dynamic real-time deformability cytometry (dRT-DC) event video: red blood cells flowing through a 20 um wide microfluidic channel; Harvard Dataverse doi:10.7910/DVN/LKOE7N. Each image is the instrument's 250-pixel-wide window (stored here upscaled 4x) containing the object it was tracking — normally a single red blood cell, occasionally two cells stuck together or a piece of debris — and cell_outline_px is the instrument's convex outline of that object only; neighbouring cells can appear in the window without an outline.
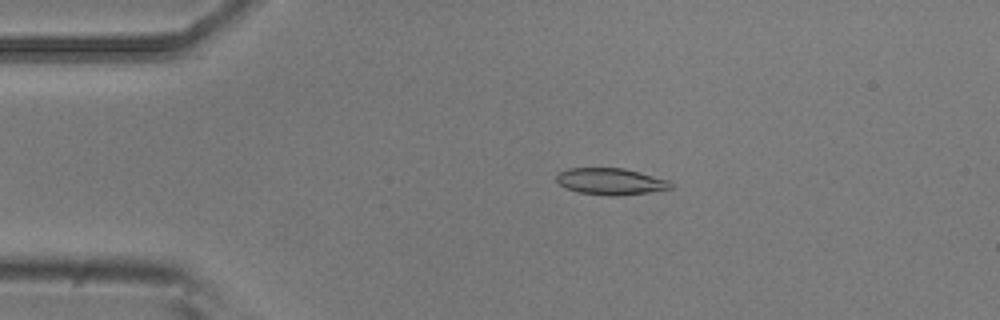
{"species": "common noctule bat (a hibernating species)", "species_latin": "Nyctalus noctula", "temperature_condition": "room temperature", "stored_images_in_passage": 4, "camera_frame_rate_fps": 3000, "um_per_image_px": 0.085, "animal": {"sex": "male", "body_mass_g": 20.5, "forearm_length_mm": 52.5}, "frame": {"image": 1, "passage_image": 3, "time_ms": 0.667, "image_size_px": [1000, 320], "cell_outline_px": [[672, 188], [648, 192], [616, 196], [608, 196], [576, 192], [564, 188], [556, 180], [556, 176], [560, 172], [568, 168], [624, 168], [640, 172], [668, 180], [672, 184]], "centroid_in_image_um": [51.87, 15.43], "position_along_channel_um": 33.1, "area_um2": 17.74}}